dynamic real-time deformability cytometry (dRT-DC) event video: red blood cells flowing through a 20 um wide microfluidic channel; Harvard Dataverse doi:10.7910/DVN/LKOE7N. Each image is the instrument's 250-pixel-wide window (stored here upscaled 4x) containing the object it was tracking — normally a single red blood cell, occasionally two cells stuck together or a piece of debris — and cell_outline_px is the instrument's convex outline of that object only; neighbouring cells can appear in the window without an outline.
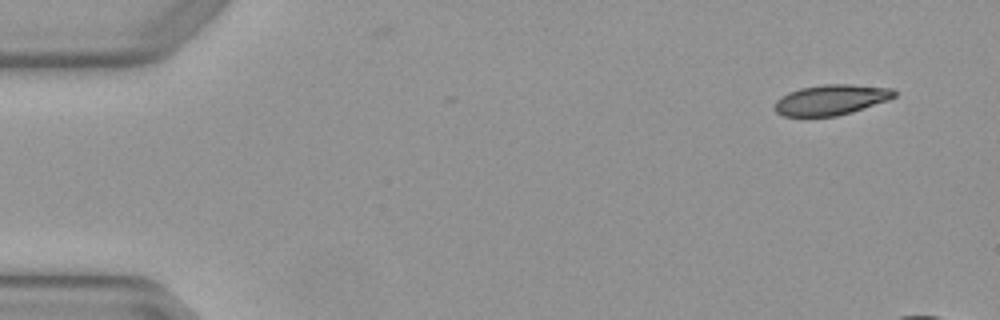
{"species": "Egyptian fruit bat (a non-hibernating species)", "species_latin": "Rousettus aegyptiacus", "temperature_condition": "warm", "stored_images_in_passage": 4, "camera_frame_rate_fps": 3000, "um_per_image_px": 0.085, "animal": {"sex": "female"}, "frame": {"image": 1, "passage_image": 1, "time_ms": 0.0, "image_size_px": [1000, 320], "cell_outline_px": [[896, 96], [888, 100], [852, 112], [836, 116], [784, 116], [776, 112], [776, 100], [780, 96], [788, 92], [800, 88], [824, 84], [852, 84], [892, 88], [896, 92]], "centroid_in_image_um": [70.65, 8.47], "position_along_channel_um": 14.3, "area_um2": 21.15}}